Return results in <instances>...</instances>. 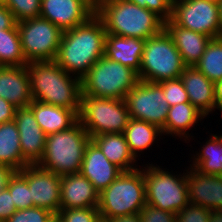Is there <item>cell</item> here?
Instances as JSON below:
<instances>
[{"mask_svg": "<svg viewBox=\"0 0 222 222\" xmlns=\"http://www.w3.org/2000/svg\"><path fill=\"white\" fill-rule=\"evenodd\" d=\"M106 34L104 23L96 14L84 24L62 32L56 63L82 79L104 56Z\"/></svg>", "mask_w": 222, "mask_h": 222, "instance_id": "6da1fadb", "label": "cell"}, {"mask_svg": "<svg viewBox=\"0 0 222 222\" xmlns=\"http://www.w3.org/2000/svg\"><path fill=\"white\" fill-rule=\"evenodd\" d=\"M32 100L80 110L81 79L67 73L55 60L27 65Z\"/></svg>", "mask_w": 222, "mask_h": 222, "instance_id": "7a4b0ae2", "label": "cell"}, {"mask_svg": "<svg viewBox=\"0 0 222 222\" xmlns=\"http://www.w3.org/2000/svg\"><path fill=\"white\" fill-rule=\"evenodd\" d=\"M175 155L178 163L177 160H175L173 164L167 165L163 162L166 161L167 158L164 157V160L162 157V160H156L157 162L155 163H142L141 167L143 168V177L146 186L147 204L160 210L177 214L189 202L186 184V160L185 162L184 160L181 161L183 162L181 164L177 154ZM171 165L174 166L175 171ZM177 165L182 168L180 169ZM176 166L177 169H175Z\"/></svg>", "mask_w": 222, "mask_h": 222, "instance_id": "3957f363", "label": "cell"}, {"mask_svg": "<svg viewBox=\"0 0 222 222\" xmlns=\"http://www.w3.org/2000/svg\"><path fill=\"white\" fill-rule=\"evenodd\" d=\"M109 34L122 37H153L165 29V21L146 7L128 0H102L95 13Z\"/></svg>", "mask_w": 222, "mask_h": 222, "instance_id": "277c9868", "label": "cell"}, {"mask_svg": "<svg viewBox=\"0 0 222 222\" xmlns=\"http://www.w3.org/2000/svg\"><path fill=\"white\" fill-rule=\"evenodd\" d=\"M90 140L78 120L67 130L46 136L44 154L37 165L59 176L78 174Z\"/></svg>", "mask_w": 222, "mask_h": 222, "instance_id": "5b68a950", "label": "cell"}, {"mask_svg": "<svg viewBox=\"0 0 222 222\" xmlns=\"http://www.w3.org/2000/svg\"><path fill=\"white\" fill-rule=\"evenodd\" d=\"M143 168L123 171L99 193L98 211L101 219L138 214L146 204Z\"/></svg>", "mask_w": 222, "mask_h": 222, "instance_id": "8992f818", "label": "cell"}, {"mask_svg": "<svg viewBox=\"0 0 222 222\" xmlns=\"http://www.w3.org/2000/svg\"><path fill=\"white\" fill-rule=\"evenodd\" d=\"M138 82L135 70L103 56L82 77L81 96L125 99Z\"/></svg>", "mask_w": 222, "mask_h": 222, "instance_id": "52a82bcc", "label": "cell"}, {"mask_svg": "<svg viewBox=\"0 0 222 222\" xmlns=\"http://www.w3.org/2000/svg\"><path fill=\"white\" fill-rule=\"evenodd\" d=\"M185 67L172 37L164 29L145 40L140 70L137 74L141 81L159 83L179 78Z\"/></svg>", "mask_w": 222, "mask_h": 222, "instance_id": "ba28073f", "label": "cell"}, {"mask_svg": "<svg viewBox=\"0 0 222 222\" xmlns=\"http://www.w3.org/2000/svg\"><path fill=\"white\" fill-rule=\"evenodd\" d=\"M79 121L90 137L123 133L130 116L125 99L81 96Z\"/></svg>", "mask_w": 222, "mask_h": 222, "instance_id": "9c48e42d", "label": "cell"}, {"mask_svg": "<svg viewBox=\"0 0 222 222\" xmlns=\"http://www.w3.org/2000/svg\"><path fill=\"white\" fill-rule=\"evenodd\" d=\"M22 51L26 61H51L58 54L62 30L42 17L17 23Z\"/></svg>", "mask_w": 222, "mask_h": 222, "instance_id": "30bf717a", "label": "cell"}, {"mask_svg": "<svg viewBox=\"0 0 222 222\" xmlns=\"http://www.w3.org/2000/svg\"><path fill=\"white\" fill-rule=\"evenodd\" d=\"M171 20L182 28L211 38L221 37L217 2L211 0H173Z\"/></svg>", "mask_w": 222, "mask_h": 222, "instance_id": "8fae6325", "label": "cell"}, {"mask_svg": "<svg viewBox=\"0 0 222 222\" xmlns=\"http://www.w3.org/2000/svg\"><path fill=\"white\" fill-rule=\"evenodd\" d=\"M129 116L162 129L168 115L169 105L159 83L141 81L126 94Z\"/></svg>", "mask_w": 222, "mask_h": 222, "instance_id": "7c38bea8", "label": "cell"}, {"mask_svg": "<svg viewBox=\"0 0 222 222\" xmlns=\"http://www.w3.org/2000/svg\"><path fill=\"white\" fill-rule=\"evenodd\" d=\"M210 126H211V129H210ZM209 129H208V126L202 129L203 133L201 134V136L203 134H206L207 135L206 137L204 135L203 137H201L199 135L200 134L199 132L197 136L195 135L194 137L191 138V140H189L186 143L187 145H185V147L187 148L184 150L186 151L189 150L186 152L188 156L185 155L186 157H188V159L186 160L189 163L188 164L189 166L196 168L199 172L203 174L222 176V134H221L222 131L221 132L217 131L215 133L214 131H212L214 129H212L211 124L209 125ZM198 138H199V141H198ZM195 142H196V145L199 146V148L198 146L195 145Z\"/></svg>", "mask_w": 222, "mask_h": 222, "instance_id": "4fadbf2b", "label": "cell"}, {"mask_svg": "<svg viewBox=\"0 0 222 222\" xmlns=\"http://www.w3.org/2000/svg\"><path fill=\"white\" fill-rule=\"evenodd\" d=\"M18 172L28 182L34 207L45 208L57 214L61 203V176L37 164H29Z\"/></svg>", "mask_w": 222, "mask_h": 222, "instance_id": "5bb4252c", "label": "cell"}, {"mask_svg": "<svg viewBox=\"0 0 222 222\" xmlns=\"http://www.w3.org/2000/svg\"><path fill=\"white\" fill-rule=\"evenodd\" d=\"M208 122V119L191 103H179L175 106L169 107L165 126L161 130L167 141H173V139L174 141L178 140L177 142L180 141L177 143L176 149L173 147V151L175 152L178 151L177 149L179 148V144L181 145L182 143V145H185L192 137L198 134V132L196 133L195 131L200 130L201 132L202 128H206L212 123V121ZM197 126H199V128ZM166 136L168 139L170 137V139L168 140Z\"/></svg>", "mask_w": 222, "mask_h": 222, "instance_id": "9a60e30c", "label": "cell"}, {"mask_svg": "<svg viewBox=\"0 0 222 222\" xmlns=\"http://www.w3.org/2000/svg\"><path fill=\"white\" fill-rule=\"evenodd\" d=\"M96 9L86 0H41L40 17L63 32L87 22Z\"/></svg>", "mask_w": 222, "mask_h": 222, "instance_id": "2e32d148", "label": "cell"}, {"mask_svg": "<svg viewBox=\"0 0 222 222\" xmlns=\"http://www.w3.org/2000/svg\"><path fill=\"white\" fill-rule=\"evenodd\" d=\"M123 134L125 136L131 154L140 164H142V160L143 164L155 163L156 161L154 160V158L152 157V160L149 155L152 156V152L158 150V148L160 151H164L165 149H162L160 147L162 143L163 145H170V148H167L170 150L167 151L171 152V143H167L168 141L165 140L162 134V130L154 124L130 118ZM147 152L151 154H148ZM143 158H148L150 162L148 161V159L146 160Z\"/></svg>", "mask_w": 222, "mask_h": 222, "instance_id": "e0dca14e", "label": "cell"}, {"mask_svg": "<svg viewBox=\"0 0 222 222\" xmlns=\"http://www.w3.org/2000/svg\"><path fill=\"white\" fill-rule=\"evenodd\" d=\"M186 184L189 203L222 210V176L203 174L186 162Z\"/></svg>", "mask_w": 222, "mask_h": 222, "instance_id": "ac0fdd59", "label": "cell"}, {"mask_svg": "<svg viewBox=\"0 0 222 222\" xmlns=\"http://www.w3.org/2000/svg\"><path fill=\"white\" fill-rule=\"evenodd\" d=\"M14 121L19 131L22 157L29 164H37L44 154L47 135L29 106L17 108Z\"/></svg>", "mask_w": 222, "mask_h": 222, "instance_id": "d6986e66", "label": "cell"}, {"mask_svg": "<svg viewBox=\"0 0 222 222\" xmlns=\"http://www.w3.org/2000/svg\"><path fill=\"white\" fill-rule=\"evenodd\" d=\"M180 78L188 94L189 102L198 109L209 121L216 116L215 83L210 81L195 66H186ZM213 114V115H212Z\"/></svg>", "mask_w": 222, "mask_h": 222, "instance_id": "ffe728a7", "label": "cell"}, {"mask_svg": "<svg viewBox=\"0 0 222 222\" xmlns=\"http://www.w3.org/2000/svg\"><path fill=\"white\" fill-rule=\"evenodd\" d=\"M122 172L123 171L111 163L102 153L101 149L90 140L85 148L79 173L86 177L95 189L101 193Z\"/></svg>", "mask_w": 222, "mask_h": 222, "instance_id": "44dd1931", "label": "cell"}, {"mask_svg": "<svg viewBox=\"0 0 222 222\" xmlns=\"http://www.w3.org/2000/svg\"><path fill=\"white\" fill-rule=\"evenodd\" d=\"M0 97L17 108L31 104L27 66H0Z\"/></svg>", "mask_w": 222, "mask_h": 222, "instance_id": "7402d4cb", "label": "cell"}, {"mask_svg": "<svg viewBox=\"0 0 222 222\" xmlns=\"http://www.w3.org/2000/svg\"><path fill=\"white\" fill-rule=\"evenodd\" d=\"M60 209L98 207L99 192L82 174L61 176Z\"/></svg>", "mask_w": 222, "mask_h": 222, "instance_id": "603a6c76", "label": "cell"}, {"mask_svg": "<svg viewBox=\"0 0 222 222\" xmlns=\"http://www.w3.org/2000/svg\"><path fill=\"white\" fill-rule=\"evenodd\" d=\"M165 30L172 37L174 45L186 66H195L212 39L207 35L182 28L171 19L165 22Z\"/></svg>", "mask_w": 222, "mask_h": 222, "instance_id": "cb8c5ba5", "label": "cell"}, {"mask_svg": "<svg viewBox=\"0 0 222 222\" xmlns=\"http://www.w3.org/2000/svg\"><path fill=\"white\" fill-rule=\"evenodd\" d=\"M145 40L106 34L104 56L111 61L128 66L137 73L144 51Z\"/></svg>", "mask_w": 222, "mask_h": 222, "instance_id": "d4e9b609", "label": "cell"}, {"mask_svg": "<svg viewBox=\"0 0 222 222\" xmlns=\"http://www.w3.org/2000/svg\"><path fill=\"white\" fill-rule=\"evenodd\" d=\"M29 107L46 135L67 130L79 120L80 110H71L35 100H32Z\"/></svg>", "mask_w": 222, "mask_h": 222, "instance_id": "484cf974", "label": "cell"}, {"mask_svg": "<svg viewBox=\"0 0 222 222\" xmlns=\"http://www.w3.org/2000/svg\"><path fill=\"white\" fill-rule=\"evenodd\" d=\"M105 157L122 171H131L141 164L131 154L123 133H105L91 138Z\"/></svg>", "mask_w": 222, "mask_h": 222, "instance_id": "4316f807", "label": "cell"}, {"mask_svg": "<svg viewBox=\"0 0 222 222\" xmlns=\"http://www.w3.org/2000/svg\"><path fill=\"white\" fill-rule=\"evenodd\" d=\"M0 163L15 171L29 165L22 157L19 131L14 120L0 124Z\"/></svg>", "mask_w": 222, "mask_h": 222, "instance_id": "83f0119b", "label": "cell"}, {"mask_svg": "<svg viewBox=\"0 0 222 222\" xmlns=\"http://www.w3.org/2000/svg\"><path fill=\"white\" fill-rule=\"evenodd\" d=\"M27 64L17 25L12 29L0 30V65L26 66Z\"/></svg>", "mask_w": 222, "mask_h": 222, "instance_id": "f1b7e54d", "label": "cell"}, {"mask_svg": "<svg viewBox=\"0 0 222 222\" xmlns=\"http://www.w3.org/2000/svg\"><path fill=\"white\" fill-rule=\"evenodd\" d=\"M195 67L213 83L222 81V37L209 41Z\"/></svg>", "mask_w": 222, "mask_h": 222, "instance_id": "f546056e", "label": "cell"}, {"mask_svg": "<svg viewBox=\"0 0 222 222\" xmlns=\"http://www.w3.org/2000/svg\"><path fill=\"white\" fill-rule=\"evenodd\" d=\"M7 189L11 193L17 210L34 207L28 182L18 171L10 178Z\"/></svg>", "mask_w": 222, "mask_h": 222, "instance_id": "4dcf8cb0", "label": "cell"}, {"mask_svg": "<svg viewBox=\"0 0 222 222\" xmlns=\"http://www.w3.org/2000/svg\"><path fill=\"white\" fill-rule=\"evenodd\" d=\"M4 5L18 22L40 16L41 0H5Z\"/></svg>", "mask_w": 222, "mask_h": 222, "instance_id": "1f68e13d", "label": "cell"}, {"mask_svg": "<svg viewBox=\"0 0 222 222\" xmlns=\"http://www.w3.org/2000/svg\"><path fill=\"white\" fill-rule=\"evenodd\" d=\"M163 88L165 99L170 107L179 103H190L182 79H170L159 82Z\"/></svg>", "mask_w": 222, "mask_h": 222, "instance_id": "d6a6232c", "label": "cell"}, {"mask_svg": "<svg viewBox=\"0 0 222 222\" xmlns=\"http://www.w3.org/2000/svg\"><path fill=\"white\" fill-rule=\"evenodd\" d=\"M62 222H98V207L60 209L56 214Z\"/></svg>", "mask_w": 222, "mask_h": 222, "instance_id": "836d02e7", "label": "cell"}, {"mask_svg": "<svg viewBox=\"0 0 222 222\" xmlns=\"http://www.w3.org/2000/svg\"><path fill=\"white\" fill-rule=\"evenodd\" d=\"M53 215L48 209L32 207L17 210L5 222H48Z\"/></svg>", "mask_w": 222, "mask_h": 222, "instance_id": "e575fe53", "label": "cell"}, {"mask_svg": "<svg viewBox=\"0 0 222 222\" xmlns=\"http://www.w3.org/2000/svg\"><path fill=\"white\" fill-rule=\"evenodd\" d=\"M211 210L188 203L176 214V222H209Z\"/></svg>", "mask_w": 222, "mask_h": 222, "instance_id": "d590c367", "label": "cell"}, {"mask_svg": "<svg viewBox=\"0 0 222 222\" xmlns=\"http://www.w3.org/2000/svg\"><path fill=\"white\" fill-rule=\"evenodd\" d=\"M138 6L146 7L156 13L165 22L171 19V9L173 0H128Z\"/></svg>", "mask_w": 222, "mask_h": 222, "instance_id": "8d00e7d4", "label": "cell"}, {"mask_svg": "<svg viewBox=\"0 0 222 222\" xmlns=\"http://www.w3.org/2000/svg\"><path fill=\"white\" fill-rule=\"evenodd\" d=\"M142 222H176V214L145 204L139 213Z\"/></svg>", "mask_w": 222, "mask_h": 222, "instance_id": "74e56055", "label": "cell"}, {"mask_svg": "<svg viewBox=\"0 0 222 222\" xmlns=\"http://www.w3.org/2000/svg\"><path fill=\"white\" fill-rule=\"evenodd\" d=\"M16 211L11 193L6 188L0 192V222H5Z\"/></svg>", "mask_w": 222, "mask_h": 222, "instance_id": "f35d334b", "label": "cell"}, {"mask_svg": "<svg viewBox=\"0 0 222 222\" xmlns=\"http://www.w3.org/2000/svg\"><path fill=\"white\" fill-rule=\"evenodd\" d=\"M17 25L12 12L4 4H0V30L12 29Z\"/></svg>", "mask_w": 222, "mask_h": 222, "instance_id": "ab89813d", "label": "cell"}, {"mask_svg": "<svg viewBox=\"0 0 222 222\" xmlns=\"http://www.w3.org/2000/svg\"><path fill=\"white\" fill-rule=\"evenodd\" d=\"M17 107L0 97V124L14 120Z\"/></svg>", "mask_w": 222, "mask_h": 222, "instance_id": "60d3db41", "label": "cell"}, {"mask_svg": "<svg viewBox=\"0 0 222 222\" xmlns=\"http://www.w3.org/2000/svg\"><path fill=\"white\" fill-rule=\"evenodd\" d=\"M15 172L13 168L0 163V192L8 187L9 180Z\"/></svg>", "mask_w": 222, "mask_h": 222, "instance_id": "b9f144b4", "label": "cell"}, {"mask_svg": "<svg viewBox=\"0 0 222 222\" xmlns=\"http://www.w3.org/2000/svg\"><path fill=\"white\" fill-rule=\"evenodd\" d=\"M214 93L216 101V115H218L217 113L218 110L220 112L219 115L222 116V81L215 83Z\"/></svg>", "mask_w": 222, "mask_h": 222, "instance_id": "7bdbcfd3", "label": "cell"}, {"mask_svg": "<svg viewBox=\"0 0 222 222\" xmlns=\"http://www.w3.org/2000/svg\"><path fill=\"white\" fill-rule=\"evenodd\" d=\"M109 222H142L139 213L107 219Z\"/></svg>", "mask_w": 222, "mask_h": 222, "instance_id": "ee69618b", "label": "cell"}, {"mask_svg": "<svg viewBox=\"0 0 222 222\" xmlns=\"http://www.w3.org/2000/svg\"><path fill=\"white\" fill-rule=\"evenodd\" d=\"M209 222H222V210L212 211Z\"/></svg>", "mask_w": 222, "mask_h": 222, "instance_id": "f6af8a7d", "label": "cell"}, {"mask_svg": "<svg viewBox=\"0 0 222 222\" xmlns=\"http://www.w3.org/2000/svg\"><path fill=\"white\" fill-rule=\"evenodd\" d=\"M218 8H219V22H220L221 37H222V0L218 2Z\"/></svg>", "mask_w": 222, "mask_h": 222, "instance_id": "bcb514c9", "label": "cell"}, {"mask_svg": "<svg viewBox=\"0 0 222 222\" xmlns=\"http://www.w3.org/2000/svg\"><path fill=\"white\" fill-rule=\"evenodd\" d=\"M86 1L89 2L96 9L102 0H86Z\"/></svg>", "mask_w": 222, "mask_h": 222, "instance_id": "7dc6e473", "label": "cell"}, {"mask_svg": "<svg viewBox=\"0 0 222 222\" xmlns=\"http://www.w3.org/2000/svg\"><path fill=\"white\" fill-rule=\"evenodd\" d=\"M48 222H62V221L56 214H54Z\"/></svg>", "mask_w": 222, "mask_h": 222, "instance_id": "c3c4849f", "label": "cell"}, {"mask_svg": "<svg viewBox=\"0 0 222 222\" xmlns=\"http://www.w3.org/2000/svg\"><path fill=\"white\" fill-rule=\"evenodd\" d=\"M98 222H109V221H108V220H105V219H101V218H100V219L98 220Z\"/></svg>", "mask_w": 222, "mask_h": 222, "instance_id": "681fc988", "label": "cell"}, {"mask_svg": "<svg viewBox=\"0 0 222 222\" xmlns=\"http://www.w3.org/2000/svg\"><path fill=\"white\" fill-rule=\"evenodd\" d=\"M5 3V0H0V4H4Z\"/></svg>", "mask_w": 222, "mask_h": 222, "instance_id": "f907efd6", "label": "cell"}]
</instances>
